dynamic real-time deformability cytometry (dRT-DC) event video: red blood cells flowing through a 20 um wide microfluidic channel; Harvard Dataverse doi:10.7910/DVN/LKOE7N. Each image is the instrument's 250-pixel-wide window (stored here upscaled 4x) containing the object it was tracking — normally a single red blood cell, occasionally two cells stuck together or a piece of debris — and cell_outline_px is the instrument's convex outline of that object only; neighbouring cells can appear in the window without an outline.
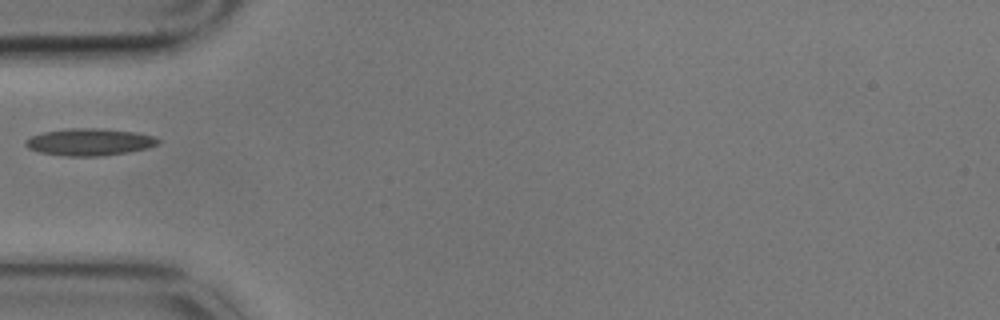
{"species": "common noctule bat (a hibernating species)", "species_latin": "Nyctalus noctula", "temperature_condition": "cold", "stored_images_in_passage": 5, "camera_frame_rate_fps": 3000, "um_per_image_px": 0.085, "animal": {"sex": "male", "body_mass_g": 17.9}, "frame": {"image": 1, "passage_image": 5, "time_ms": 1.333, "image_size_px": [1000, 320], "cell_outline_px": [[160, 144], [148, 148], [128, 152], [100, 156], [64, 156], [40, 152], [28, 148], [24, 144], [24, 140], [32, 136], [44, 132], [72, 128], [100, 128], [136, 132], [156, 136], [160, 140]], "centroid_in_image_um": [7.65, 12.07], "position_along_channel_um": 77.4, "area_um2": 21.04}}